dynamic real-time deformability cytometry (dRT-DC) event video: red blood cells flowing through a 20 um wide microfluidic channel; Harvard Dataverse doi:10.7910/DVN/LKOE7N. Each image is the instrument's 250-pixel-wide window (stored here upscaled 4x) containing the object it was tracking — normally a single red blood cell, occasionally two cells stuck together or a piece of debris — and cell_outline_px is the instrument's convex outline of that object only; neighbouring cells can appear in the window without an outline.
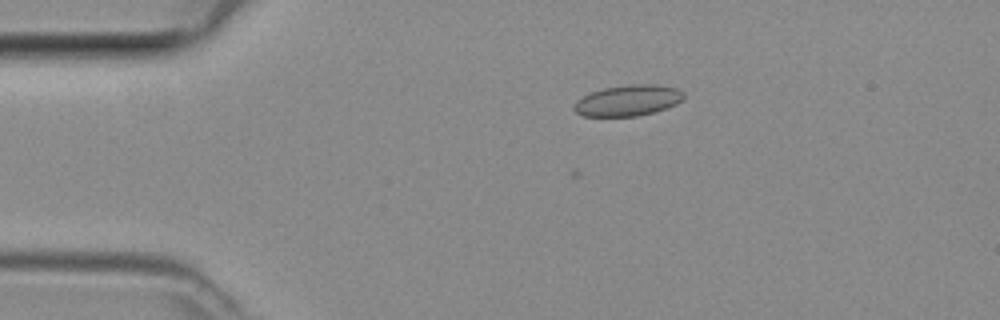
{"species": "common noctule bat (a hibernating species)", "species_latin": "Nyctalus noctula", "temperature_condition": "room temperature", "stored_images_in_passage": 4, "camera_frame_rate_fps": 3000, "um_per_image_px": 0.085, "animal": {"sex": "female", "body_mass_g": 29.2, "forearm_length_mm": 56.3}, "frame": {"image": 1, "passage_image": 3, "time_ms": 0.667, "image_size_px": [1000, 320], "cell_outline_px": [[684, 96], [676, 104], [652, 112], [636, 116], [584, 116], [576, 112], [572, 108], [584, 96], [592, 92], [604, 88], [632, 84], [656, 84], [676, 88], [684, 92]], "centroid_in_image_um": [53.4, 8.53], "position_along_channel_um": 31.6, "area_um2": 19.36}}